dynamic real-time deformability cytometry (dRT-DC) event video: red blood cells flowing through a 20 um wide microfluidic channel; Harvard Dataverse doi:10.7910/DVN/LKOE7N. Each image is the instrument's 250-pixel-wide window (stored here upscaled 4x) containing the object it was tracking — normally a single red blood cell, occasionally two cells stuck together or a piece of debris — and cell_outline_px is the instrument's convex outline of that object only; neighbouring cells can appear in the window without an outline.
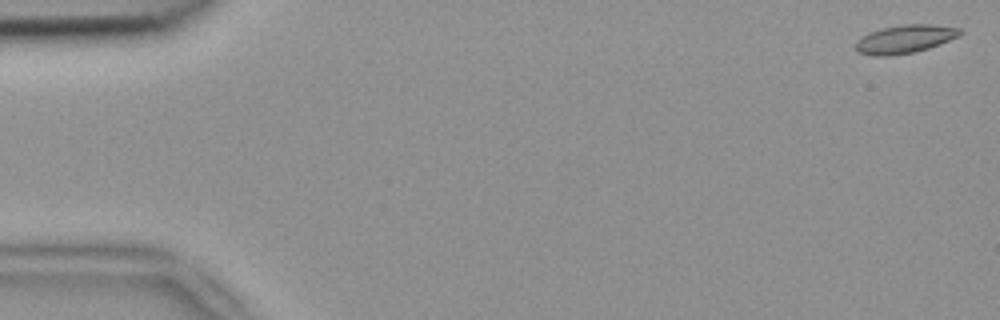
{"species": "common noctule bat (a hibernating species)", "species_latin": "Nyctalus noctula", "temperature_condition": "room temperature", "stored_images_in_passage": 5, "camera_frame_rate_fps": 3000, "um_per_image_px": 0.085, "animal": {"sex": "female", "body_mass_g": 18.4}, "frame": {"image": 1, "passage_image": 1, "time_ms": 0.0, "image_size_px": [1000, 320], "cell_outline_px": [[964, 32], [960, 36], [940, 44], [916, 52], [892, 56], [876, 56], [860, 52], [856, 48], [856, 40], [872, 32], [884, 28], [904, 24], [932, 24], [960, 28]], "centroid_in_image_um": [76.99, 3.32], "position_along_channel_um": 8.0, "area_um2": 17.11}}